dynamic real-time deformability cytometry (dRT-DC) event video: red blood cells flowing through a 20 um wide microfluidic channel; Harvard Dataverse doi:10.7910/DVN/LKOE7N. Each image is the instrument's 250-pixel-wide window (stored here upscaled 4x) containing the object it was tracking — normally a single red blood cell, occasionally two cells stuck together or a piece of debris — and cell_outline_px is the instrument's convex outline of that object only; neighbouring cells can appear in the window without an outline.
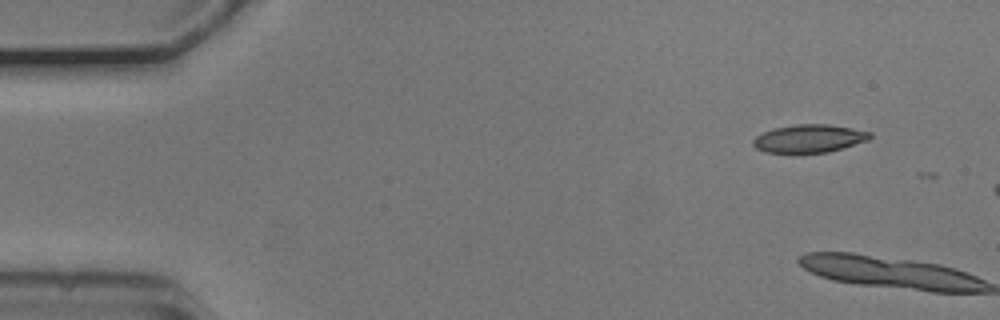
{"species": "common noctule bat (a hibernating species)", "species_latin": "Nyctalus noctula", "temperature_condition": "cold", "stored_images_in_passage": 2, "camera_frame_rate_fps": 3000, "um_per_image_px": 0.085, "animal": {"sex": "male", "body_mass_g": 20.5, "forearm_length_mm": 52.5}, "frame": {"image": 1, "passage_image": 1, "time_ms": 0.0, "image_size_px": [1000, 320], "cell_outline_px": [[872, 136], [868, 140], [828, 152], [800, 156], [764, 152], [756, 148], [752, 144], [752, 140], [756, 136], [764, 132], [776, 128], [796, 124], [828, 124], [852, 128], [872, 132]], "centroid_in_image_um": [68.74, 11.82], "position_along_channel_um": 16.3, "area_um2": 19.77}}